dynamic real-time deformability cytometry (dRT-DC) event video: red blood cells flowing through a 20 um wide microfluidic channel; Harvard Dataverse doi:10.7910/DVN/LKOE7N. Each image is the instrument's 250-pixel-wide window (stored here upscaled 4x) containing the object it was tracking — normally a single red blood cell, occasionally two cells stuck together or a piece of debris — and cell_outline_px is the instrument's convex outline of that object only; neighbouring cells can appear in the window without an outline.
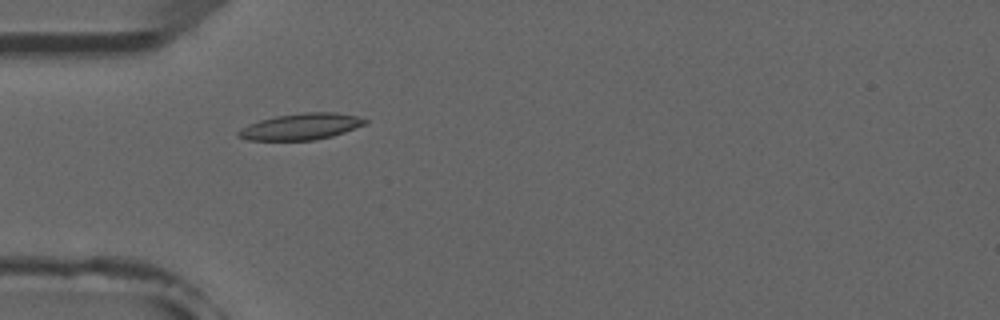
{"species": "common noctule bat (a hibernating species)", "species_latin": "Nyctalus noctula", "temperature_condition": "room temperature", "stored_images_in_passage": 4, "camera_frame_rate_fps": 3000, "um_per_image_px": 0.085, "animal": {"sex": "male", "forearm_length_mm": 52.5}, "frame": {"image": 1, "passage_image": 4, "time_ms": 3.333, "image_size_px": [1000, 320], "cell_outline_px": [[368, 124], [332, 136], [312, 140], [248, 140], [236, 136], [236, 132], [248, 124], [260, 120], [276, 116], [304, 112], [336, 112], [360, 116], [368, 120]], "centroid_in_image_um": [25.62, 10.75], "position_along_channel_um": 59.4, "area_um2": 19.59}}